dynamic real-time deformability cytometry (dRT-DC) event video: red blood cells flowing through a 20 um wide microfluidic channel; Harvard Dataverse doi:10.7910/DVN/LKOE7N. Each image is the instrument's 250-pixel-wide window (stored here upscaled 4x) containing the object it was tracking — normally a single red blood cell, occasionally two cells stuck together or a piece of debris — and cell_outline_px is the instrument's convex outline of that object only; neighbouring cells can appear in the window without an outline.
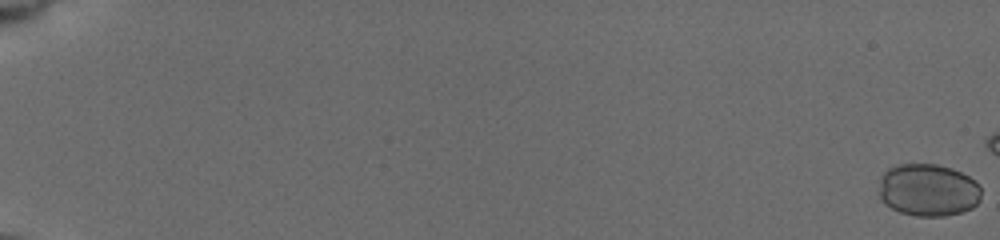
{"species": "common noctule bat (a hibernating species)", "species_latin": "Nyctalus noctula", "temperature_condition": "cold", "stored_images_in_passage": 21, "camera_frame_rate_fps": 3000, "um_per_image_px": 0.085, "animal": {"sex": "female", "body_mass_g": 19.5, "forearm_length_mm": 54.1}, "frame": {"image": 1, "passage_image": 1, "time_ms": 0.0, "image_size_px": [1000, 240], "cell_outline_px": [[980, 200], [972, 208], [960, 212], [944, 216], [916, 216], [900, 212], [892, 208], [880, 196], [880, 180], [884, 172], [888, 168], [900, 164], [936, 164], [952, 168], [976, 180], [980, 184]], "centroid_in_image_um": [78.92, 16.14], "position_along_channel_um": 6.1, "area_um2": 31.15}}